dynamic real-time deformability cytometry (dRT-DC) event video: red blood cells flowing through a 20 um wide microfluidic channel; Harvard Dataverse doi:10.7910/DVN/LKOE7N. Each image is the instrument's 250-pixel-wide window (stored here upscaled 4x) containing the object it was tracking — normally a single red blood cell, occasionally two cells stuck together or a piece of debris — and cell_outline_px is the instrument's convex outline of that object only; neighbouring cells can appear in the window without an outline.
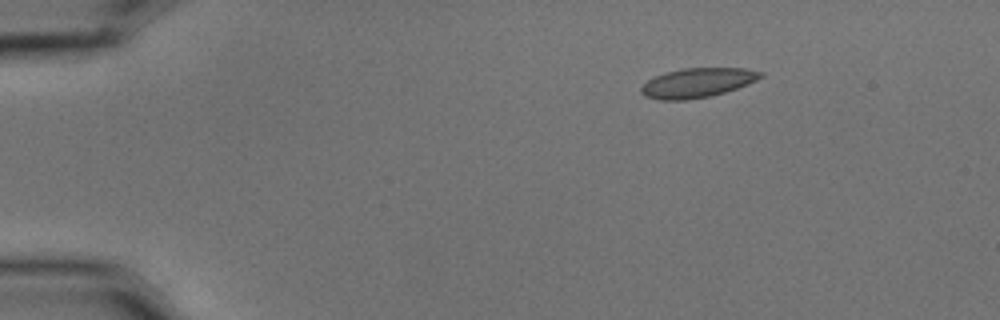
{"species": "common noctule bat (a hibernating species)", "species_latin": "Nyctalus noctula", "temperature_condition": "cold", "stored_images_in_passage": 8, "camera_frame_rate_fps": 3000, "um_per_image_px": 0.085, "animal": {"sex": "male", "body_mass_g": 15.6}, "frame": {"image": 1, "passage_image": 1, "time_ms": 0.0, "image_size_px": [1000, 320], "cell_outline_px": [[764, 76], [748, 84], [712, 96], [684, 100], [660, 100], [644, 96], [640, 92], [640, 88], [648, 80], [656, 76], [668, 72], [684, 68], [744, 68], [764, 72]], "centroid_in_image_um": [59.29, 7.04], "position_along_channel_um": 25.7, "area_um2": 20.4}}
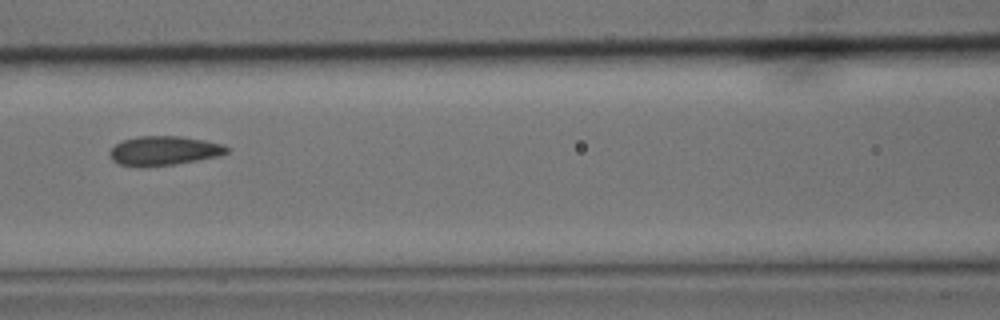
{"frame": {"image": 2, "passage_image": 6, "time_ms": 1.667, "image_size_px": [1000, 320], "cell_outline_px": [[228, 152], [220, 156], [176, 164], [140, 168], [120, 164], [112, 160], [108, 152], [116, 144], [124, 140], [136, 136], [180, 136], [204, 140], [224, 144], [228, 148]], "centroid_in_image_um": [13.93, 12.82], "position_along_channel_um": 152.7, "area_um2": 20.17}}
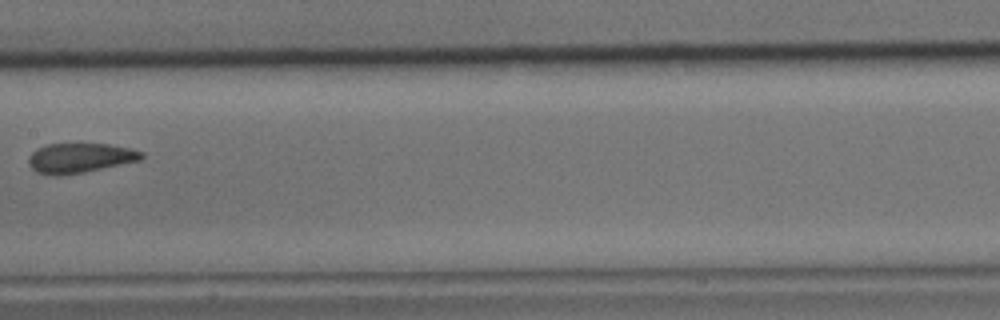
{"frame": {"image": 3, "passage_image": 7, "time_ms": 2.0, "image_size_px": [1000, 320], "cell_outline_px": [[144, 156], [140, 160], [84, 172], [60, 176], [52, 176], [36, 172], [28, 164], [28, 156], [36, 148], [48, 144], [108, 144], [132, 148], [144, 152]], "centroid_in_image_um": [6.77, 13.43], "position_along_channel_um": 200.6, "area_um2": 19.71}}